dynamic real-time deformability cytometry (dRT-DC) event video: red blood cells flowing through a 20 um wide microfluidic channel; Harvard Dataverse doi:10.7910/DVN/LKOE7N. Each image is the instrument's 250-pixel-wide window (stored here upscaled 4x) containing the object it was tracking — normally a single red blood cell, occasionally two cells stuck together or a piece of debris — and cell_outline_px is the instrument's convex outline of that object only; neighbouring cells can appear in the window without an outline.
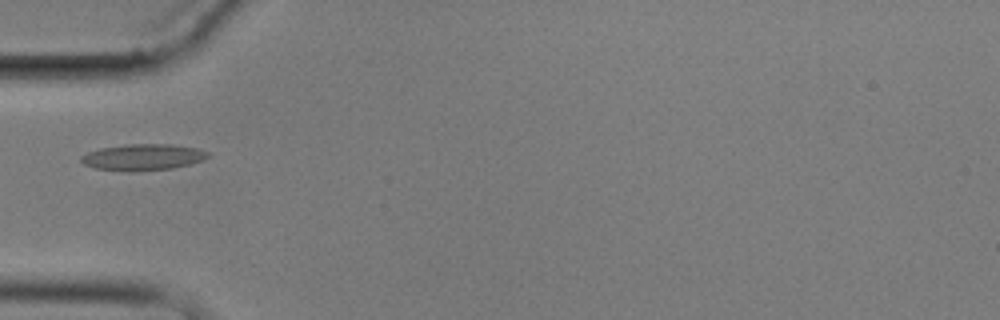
{"species": "common noctule bat (a hibernating species)", "species_latin": "Nyctalus noctula", "temperature_condition": "cold", "stored_images_in_passage": 4, "camera_frame_rate_fps": 3000, "um_per_image_px": 0.085, "animal": {"sex": "male", "body_mass_g": 17.9}, "frame": {"image": 1, "passage_image": 1, "time_ms": 0.0, "image_size_px": [1000, 320], "cell_outline_px": [[212, 156], [204, 160], [172, 168], [136, 172], [128, 172], [96, 168], [84, 164], [80, 160], [80, 156], [88, 152], [100, 148], [124, 144], [172, 144], [196, 148], [208, 152]], "centroid_in_image_um": [12.15, 13.36], "position_along_channel_um": 72.8, "area_um2": 19.65}}
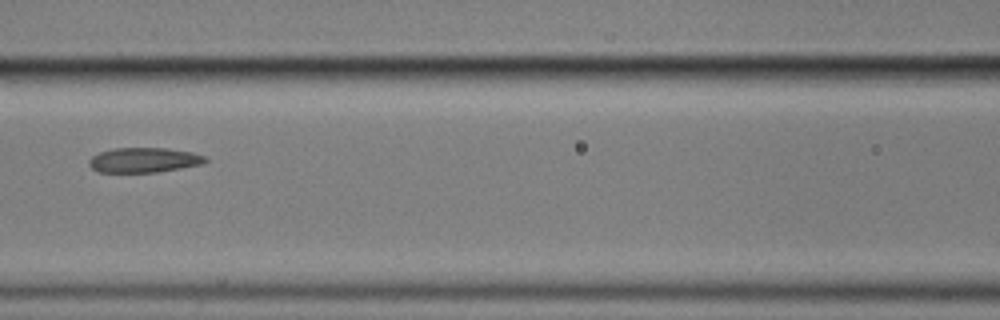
{"frame": {"image": 2, "passage_image": 3, "time_ms": 2.333, "image_size_px": [1000, 320], "cell_outline_px": [[208, 160], [200, 164], [180, 168], [156, 172], [96, 172], [88, 164], [88, 160], [92, 156], [100, 152], [112, 148], [168, 148], [192, 152], [208, 156]], "centroid_in_image_um": [12.22, 13.6], "position_along_channel_um": 154.4, "area_um2": 16.94}}
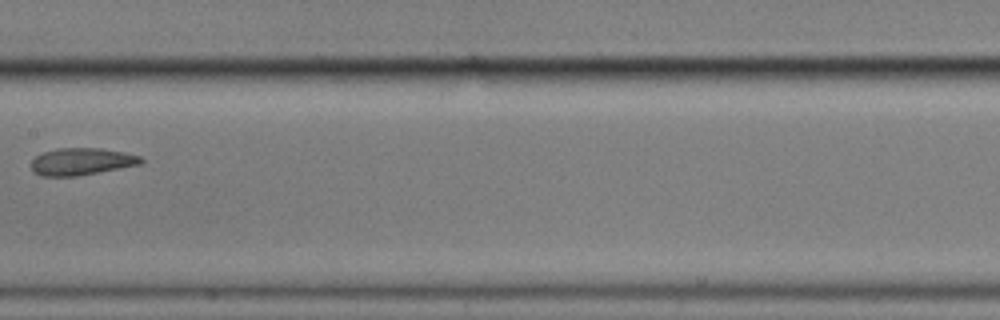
{"frame": {"image": 3, "passage_image": 4, "time_ms": 3.667, "image_size_px": [1000, 320], "cell_outline_px": [[144, 160], [140, 164], [120, 168], [76, 176], [40, 176], [32, 172], [32, 160], [36, 156], [44, 152], [56, 148], [100, 148], [124, 152], [140, 156]], "centroid_in_image_um": [6.91, 13.73], "position_along_channel_um": 200.5, "area_um2": 17.28}}